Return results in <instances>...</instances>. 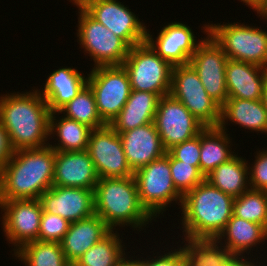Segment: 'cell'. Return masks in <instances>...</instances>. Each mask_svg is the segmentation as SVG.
Instances as JSON below:
<instances>
[{
    "mask_svg": "<svg viewBox=\"0 0 267 266\" xmlns=\"http://www.w3.org/2000/svg\"><path fill=\"white\" fill-rule=\"evenodd\" d=\"M50 113L37 88L0 96V122L14 150L48 146Z\"/></svg>",
    "mask_w": 267,
    "mask_h": 266,
    "instance_id": "6da1fadb",
    "label": "cell"
},
{
    "mask_svg": "<svg viewBox=\"0 0 267 266\" xmlns=\"http://www.w3.org/2000/svg\"><path fill=\"white\" fill-rule=\"evenodd\" d=\"M55 150H15L0 171V200L39 199L53 185Z\"/></svg>",
    "mask_w": 267,
    "mask_h": 266,
    "instance_id": "7a4b0ae2",
    "label": "cell"
},
{
    "mask_svg": "<svg viewBox=\"0 0 267 266\" xmlns=\"http://www.w3.org/2000/svg\"><path fill=\"white\" fill-rule=\"evenodd\" d=\"M233 201L207 180L187 192L179 207L184 238L216 239L233 215Z\"/></svg>",
    "mask_w": 267,
    "mask_h": 266,
    "instance_id": "3957f363",
    "label": "cell"
},
{
    "mask_svg": "<svg viewBox=\"0 0 267 266\" xmlns=\"http://www.w3.org/2000/svg\"><path fill=\"white\" fill-rule=\"evenodd\" d=\"M94 209L112 231L126 225L140 232L154 219L140 202L134 176L99 179L94 188Z\"/></svg>",
    "mask_w": 267,
    "mask_h": 266,
    "instance_id": "277c9868",
    "label": "cell"
},
{
    "mask_svg": "<svg viewBox=\"0 0 267 266\" xmlns=\"http://www.w3.org/2000/svg\"><path fill=\"white\" fill-rule=\"evenodd\" d=\"M257 27L238 22L208 23V34L221 47L228 59L267 69V31Z\"/></svg>",
    "mask_w": 267,
    "mask_h": 266,
    "instance_id": "5b68a950",
    "label": "cell"
},
{
    "mask_svg": "<svg viewBox=\"0 0 267 266\" xmlns=\"http://www.w3.org/2000/svg\"><path fill=\"white\" fill-rule=\"evenodd\" d=\"M139 199L146 211L156 219L172 201L181 207L183 196L176 190L167 153L134 172ZM171 203V204H170Z\"/></svg>",
    "mask_w": 267,
    "mask_h": 266,
    "instance_id": "8992f818",
    "label": "cell"
},
{
    "mask_svg": "<svg viewBox=\"0 0 267 266\" xmlns=\"http://www.w3.org/2000/svg\"><path fill=\"white\" fill-rule=\"evenodd\" d=\"M122 66L127 71L131 90L152 92L161 97L170 93L173 66L146 41L130 48Z\"/></svg>",
    "mask_w": 267,
    "mask_h": 266,
    "instance_id": "52a82bcc",
    "label": "cell"
},
{
    "mask_svg": "<svg viewBox=\"0 0 267 266\" xmlns=\"http://www.w3.org/2000/svg\"><path fill=\"white\" fill-rule=\"evenodd\" d=\"M78 8L77 40L89 54L94 67L122 66L130 46L111 30L95 20L83 7Z\"/></svg>",
    "mask_w": 267,
    "mask_h": 266,
    "instance_id": "ba28073f",
    "label": "cell"
},
{
    "mask_svg": "<svg viewBox=\"0 0 267 266\" xmlns=\"http://www.w3.org/2000/svg\"><path fill=\"white\" fill-rule=\"evenodd\" d=\"M169 94L179 100L205 127L219 126L221 107L208 95L190 63L173 66Z\"/></svg>",
    "mask_w": 267,
    "mask_h": 266,
    "instance_id": "9c48e42d",
    "label": "cell"
},
{
    "mask_svg": "<svg viewBox=\"0 0 267 266\" xmlns=\"http://www.w3.org/2000/svg\"><path fill=\"white\" fill-rule=\"evenodd\" d=\"M87 84L93 91L98 113L109 125L124 107L131 92L130 80L123 66L92 68Z\"/></svg>",
    "mask_w": 267,
    "mask_h": 266,
    "instance_id": "30bf717a",
    "label": "cell"
},
{
    "mask_svg": "<svg viewBox=\"0 0 267 266\" xmlns=\"http://www.w3.org/2000/svg\"><path fill=\"white\" fill-rule=\"evenodd\" d=\"M206 37L198 45L189 63L196 70L208 95L222 107L227 98L226 65L228 57L208 34V24H204Z\"/></svg>",
    "mask_w": 267,
    "mask_h": 266,
    "instance_id": "8fae6325",
    "label": "cell"
},
{
    "mask_svg": "<svg viewBox=\"0 0 267 266\" xmlns=\"http://www.w3.org/2000/svg\"><path fill=\"white\" fill-rule=\"evenodd\" d=\"M2 229L14 252L22 245L38 240L42 217L39 199L0 200ZM4 213H3V212Z\"/></svg>",
    "mask_w": 267,
    "mask_h": 266,
    "instance_id": "7c38bea8",
    "label": "cell"
},
{
    "mask_svg": "<svg viewBox=\"0 0 267 266\" xmlns=\"http://www.w3.org/2000/svg\"><path fill=\"white\" fill-rule=\"evenodd\" d=\"M154 123L167 151L176 144L194 138L205 128L179 100L170 94L160 98Z\"/></svg>",
    "mask_w": 267,
    "mask_h": 266,
    "instance_id": "4fadbf2b",
    "label": "cell"
},
{
    "mask_svg": "<svg viewBox=\"0 0 267 266\" xmlns=\"http://www.w3.org/2000/svg\"><path fill=\"white\" fill-rule=\"evenodd\" d=\"M87 151L99 179L134 176L127 163L120 135L110 125L91 130Z\"/></svg>",
    "mask_w": 267,
    "mask_h": 266,
    "instance_id": "5bb4252c",
    "label": "cell"
},
{
    "mask_svg": "<svg viewBox=\"0 0 267 266\" xmlns=\"http://www.w3.org/2000/svg\"><path fill=\"white\" fill-rule=\"evenodd\" d=\"M95 20L122 38L130 47L146 41L145 24L118 0H95L83 7Z\"/></svg>",
    "mask_w": 267,
    "mask_h": 266,
    "instance_id": "9a60e30c",
    "label": "cell"
},
{
    "mask_svg": "<svg viewBox=\"0 0 267 266\" xmlns=\"http://www.w3.org/2000/svg\"><path fill=\"white\" fill-rule=\"evenodd\" d=\"M39 200L43 211L59 215L70 223L95 214L94 190L52 185Z\"/></svg>",
    "mask_w": 267,
    "mask_h": 266,
    "instance_id": "2e32d148",
    "label": "cell"
},
{
    "mask_svg": "<svg viewBox=\"0 0 267 266\" xmlns=\"http://www.w3.org/2000/svg\"><path fill=\"white\" fill-rule=\"evenodd\" d=\"M156 40L150 30L146 31V42L172 66L188 64L203 38L196 40L193 30L181 22H171L162 27Z\"/></svg>",
    "mask_w": 267,
    "mask_h": 266,
    "instance_id": "e0dca14e",
    "label": "cell"
},
{
    "mask_svg": "<svg viewBox=\"0 0 267 266\" xmlns=\"http://www.w3.org/2000/svg\"><path fill=\"white\" fill-rule=\"evenodd\" d=\"M99 176L87 150L55 151L53 186L94 190Z\"/></svg>",
    "mask_w": 267,
    "mask_h": 266,
    "instance_id": "ac0fdd59",
    "label": "cell"
},
{
    "mask_svg": "<svg viewBox=\"0 0 267 266\" xmlns=\"http://www.w3.org/2000/svg\"><path fill=\"white\" fill-rule=\"evenodd\" d=\"M118 134L133 172L167 153L154 122Z\"/></svg>",
    "mask_w": 267,
    "mask_h": 266,
    "instance_id": "d6986e66",
    "label": "cell"
},
{
    "mask_svg": "<svg viewBox=\"0 0 267 266\" xmlns=\"http://www.w3.org/2000/svg\"><path fill=\"white\" fill-rule=\"evenodd\" d=\"M225 77L228 97L261 100L267 69L255 64L228 59Z\"/></svg>",
    "mask_w": 267,
    "mask_h": 266,
    "instance_id": "ffe728a7",
    "label": "cell"
},
{
    "mask_svg": "<svg viewBox=\"0 0 267 266\" xmlns=\"http://www.w3.org/2000/svg\"><path fill=\"white\" fill-rule=\"evenodd\" d=\"M111 231L104 220L96 214L70 223L68 231L60 242L67 261L76 263L89 248Z\"/></svg>",
    "mask_w": 267,
    "mask_h": 266,
    "instance_id": "44dd1931",
    "label": "cell"
},
{
    "mask_svg": "<svg viewBox=\"0 0 267 266\" xmlns=\"http://www.w3.org/2000/svg\"><path fill=\"white\" fill-rule=\"evenodd\" d=\"M87 82L88 76L85 77L77 69L66 66L49 74L44 89L38 90L48 104L50 112H54L71 101Z\"/></svg>",
    "mask_w": 267,
    "mask_h": 266,
    "instance_id": "7402d4cb",
    "label": "cell"
},
{
    "mask_svg": "<svg viewBox=\"0 0 267 266\" xmlns=\"http://www.w3.org/2000/svg\"><path fill=\"white\" fill-rule=\"evenodd\" d=\"M161 96L152 92L131 90L124 107L109 124L117 133L153 123Z\"/></svg>",
    "mask_w": 267,
    "mask_h": 266,
    "instance_id": "603a6c76",
    "label": "cell"
},
{
    "mask_svg": "<svg viewBox=\"0 0 267 266\" xmlns=\"http://www.w3.org/2000/svg\"><path fill=\"white\" fill-rule=\"evenodd\" d=\"M229 122L239 124L245 129L267 133V110L261 100H245L228 97L221 107L219 127L227 131Z\"/></svg>",
    "mask_w": 267,
    "mask_h": 266,
    "instance_id": "cb8c5ba5",
    "label": "cell"
},
{
    "mask_svg": "<svg viewBox=\"0 0 267 266\" xmlns=\"http://www.w3.org/2000/svg\"><path fill=\"white\" fill-rule=\"evenodd\" d=\"M216 240L224 245L229 255L242 256L245 252L249 255L252 248L267 239L262 225L232 215Z\"/></svg>",
    "mask_w": 267,
    "mask_h": 266,
    "instance_id": "d4e9b609",
    "label": "cell"
},
{
    "mask_svg": "<svg viewBox=\"0 0 267 266\" xmlns=\"http://www.w3.org/2000/svg\"><path fill=\"white\" fill-rule=\"evenodd\" d=\"M227 132L219 126L205 127L200 132V171L205 177L236 155L231 152L232 139Z\"/></svg>",
    "mask_w": 267,
    "mask_h": 266,
    "instance_id": "484cf974",
    "label": "cell"
},
{
    "mask_svg": "<svg viewBox=\"0 0 267 266\" xmlns=\"http://www.w3.org/2000/svg\"><path fill=\"white\" fill-rule=\"evenodd\" d=\"M248 161L238 153L229 161L216 167L205 177L212 186L223 193L238 197L250 189Z\"/></svg>",
    "mask_w": 267,
    "mask_h": 266,
    "instance_id": "4316f807",
    "label": "cell"
},
{
    "mask_svg": "<svg viewBox=\"0 0 267 266\" xmlns=\"http://www.w3.org/2000/svg\"><path fill=\"white\" fill-rule=\"evenodd\" d=\"M58 111L50 113L49 116V137L55 135L58 143L48 144L55 151H84L87 150L91 128L75 120L60 116L56 119ZM52 135L54 137H52Z\"/></svg>",
    "mask_w": 267,
    "mask_h": 266,
    "instance_id": "83f0119b",
    "label": "cell"
},
{
    "mask_svg": "<svg viewBox=\"0 0 267 266\" xmlns=\"http://www.w3.org/2000/svg\"><path fill=\"white\" fill-rule=\"evenodd\" d=\"M25 266H66L68 261L59 242L31 241L14 252Z\"/></svg>",
    "mask_w": 267,
    "mask_h": 266,
    "instance_id": "f1b7e54d",
    "label": "cell"
},
{
    "mask_svg": "<svg viewBox=\"0 0 267 266\" xmlns=\"http://www.w3.org/2000/svg\"><path fill=\"white\" fill-rule=\"evenodd\" d=\"M116 231H111L89 248L76 262L78 266H116L127 254ZM124 247V248H123Z\"/></svg>",
    "mask_w": 267,
    "mask_h": 266,
    "instance_id": "f546056e",
    "label": "cell"
},
{
    "mask_svg": "<svg viewBox=\"0 0 267 266\" xmlns=\"http://www.w3.org/2000/svg\"><path fill=\"white\" fill-rule=\"evenodd\" d=\"M61 113H64L66 118L85 124L92 130L107 125L98 113L93 91L88 84L71 101L58 110V115Z\"/></svg>",
    "mask_w": 267,
    "mask_h": 266,
    "instance_id": "4dcf8cb0",
    "label": "cell"
},
{
    "mask_svg": "<svg viewBox=\"0 0 267 266\" xmlns=\"http://www.w3.org/2000/svg\"><path fill=\"white\" fill-rule=\"evenodd\" d=\"M183 239L187 242L181 247L186 266L219 265L229 255L216 239Z\"/></svg>",
    "mask_w": 267,
    "mask_h": 266,
    "instance_id": "1f68e13d",
    "label": "cell"
},
{
    "mask_svg": "<svg viewBox=\"0 0 267 266\" xmlns=\"http://www.w3.org/2000/svg\"><path fill=\"white\" fill-rule=\"evenodd\" d=\"M233 216L265 227L267 222V192L249 189L233 201Z\"/></svg>",
    "mask_w": 267,
    "mask_h": 266,
    "instance_id": "d6a6232c",
    "label": "cell"
},
{
    "mask_svg": "<svg viewBox=\"0 0 267 266\" xmlns=\"http://www.w3.org/2000/svg\"><path fill=\"white\" fill-rule=\"evenodd\" d=\"M170 169L174 186L182 196L205 180L198 167L177 160L171 154Z\"/></svg>",
    "mask_w": 267,
    "mask_h": 266,
    "instance_id": "836d02e7",
    "label": "cell"
},
{
    "mask_svg": "<svg viewBox=\"0 0 267 266\" xmlns=\"http://www.w3.org/2000/svg\"><path fill=\"white\" fill-rule=\"evenodd\" d=\"M70 222L63 217L49 212H42L39 241L61 242L68 231Z\"/></svg>",
    "mask_w": 267,
    "mask_h": 266,
    "instance_id": "e575fe53",
    "label": "cell"
},
{
    "mask_svg": "<svg viewBox=\"0 0 267 266\" xmlns=\"http://www.w3.org/2000/svg\"><path fill=\"white\" fill-rule=\"evenodd\" d=\"M168 152L175 159L200 169V133L190 140L174 145Z\"/></svg>",
    "mask_w": 267,
    "mask_h": 266,
    "instance_id": "d590c367",
    "label": "cell"
},
{
    "mask_svg": "<svg viewBox=\"0 0 267 266\" xmlns=\"http://www.w3.org/2000/svg\"><path fill=\"white\" fill-rule=\"evenodd\" d=\"M257 151L255 161L249 165L250 189L267 192V149Z\"/></svg>",
    "mask_w": 267,
    "mask_h": 266,
    "instance_id": "8d00e7d4",
    "label": "cell"
},
{
    "mask_svg": "<svg viewBox=\"0 0 267 266\" xmlns=\"http://www.w3.org/2000/svg\"><path fill=\"white\" fill-rule=\"evenodd\" d=\"M154 257L155 258L143 259L141 257L137 258L136 256L137 266H186V260L181 245L175 250L170 249L168 253L164 252V255L158 254L157 256L156 254Z\"/></svg>",
    "mask_w": 267,
    "mask_h": 266,
    "instance_id": "74e56055",
    "label": "cell"
},
{
    "mask_svg": "<svg viewBox=\"0 0 267 266\" xmlns=\"http://www.w3.org/2000/svg\"><path fill=\"white\" fill-rule=\"evenodd\" d=\"M14 152L15 150L11 145L9 134L0 122V171L13 156Z\"/></svg>",
    "mask_w": 267,
    "mask_h": 266,
    "instance_id": "f35d334b",
    "label": "cell"
},
{
    "mask_svg": "<svg viewBox=\"0 0 267 266\" xmlns=\"http://www.w3.org/2000/svg\"><path fill=\"white\" fill-rule=\"evenodd\" d=\"M246 258L247 257H245L244 255H228L219 265L213 266H257V262L254 263L251 258ZM248 259H250V261Z\"/></svg>",
    "mask_w": 267,
    "mask_h": 266,
    "instance_id": "ab89813d",
    "label": "cell"
},
{
    "mask_svg": "<svg viewBox=\"0 0 267 266\" xmlns=\"http://www.w3.org/2000/svg\"><path fill=\"white\" fill-rule=\"evenodd\" d=\"M252 10H254L259 16L258 17H262L264 20H267V0H261L260 2H258L253 8Z\"/></svg>",
    "mask_w": 267,
    "mask_h": 266,
    "instance_id": "60d3db41",
    "label": "cell"
},
{
    "mask_svg": "<svg viewBox=\"0 0 267 266\" xmlns=\"http://www.w3.org/2000/svg\"><path fill=\"white\" fill-rule=\"evenodd\" d=\"M130 258V259H128ZM125 257L124 259H122L116 266H137V259H133L135 258V254L134 257Z\"/></svg>",
    "mask_w": 267,
    "mask_h": 266,
    "instance_id": "b9f144b4",
    "label": "cell"
},
{
    "mask_svg": "<svg viewBox=\"0 0 267 266\" xmlns=\"http://www.w3.org/2000/svg\"><path fill=\"white\" fill-rule=\"evenodd\" d=\"M261 101L267 110V78H266L264 85H263Z\"/></svg>",
    "mask_w": 267,
    "mask_h": 266,
    "instance_id": "7bdbcfd3",
    "label": "cell"
},
{
    "mask_svg": "<svg viewBox=\"0 0 267 266\" xmlns=\"http://www.w3.org/2000/svg\"><path fill=\"white\" fill-rule=\"evenodd\" d=\"M95 1V0H70V3L72 2L74 6L77 7H84L87 3Z\"/></svg>",
    "mask_w": 267,
    "mask_h": 266,
    "instance_id": "ee69618b",
    "label": "cell"
},
{
    "mask_svg": "<svg viewBox=\"0 0 267 266\" xmlns=\"http://www.w3.org/2000/svg\"><path fill=\"white\" fill-rule=\"evenodd\" d=\"M261 0H241L245 5L249 6L251 9Z\"/></svg>",
    "mask_w": 267,
    "mask_h": 266,
    "instance_id": "f6af8a7d",
    "label": "cell"
},
{
    "mask_svg": "<svg viewBox=\"0 0 267 266\" xmlns=\"http://www.w3.org/2000/svg\"><path fill=\"white\" fill-rule=\"evenodd\" d=\"M66 266H78L75 262H68Z\"/></svg>",
    "mask_w": 267,
    "mask_h": 266,
    "instance_id": "bcb514c9",
    "label": "cell"
},
{
    "mask_svg": "<svg viewBox=\"0 0 267 266\" xmlns=\"http://www.w3.org/2000/svg\"><path fill=\"white\" fill-rule=\"evenodd\" d=\"M264 230H265V236H266V239H267V222H266V225L264 227Z\"/></svg>",
    "mask_w": 267,
    "mask_h": 266,
    "instance_id": "7dc6e473",
    "label": "cell"
}]
</instances>
